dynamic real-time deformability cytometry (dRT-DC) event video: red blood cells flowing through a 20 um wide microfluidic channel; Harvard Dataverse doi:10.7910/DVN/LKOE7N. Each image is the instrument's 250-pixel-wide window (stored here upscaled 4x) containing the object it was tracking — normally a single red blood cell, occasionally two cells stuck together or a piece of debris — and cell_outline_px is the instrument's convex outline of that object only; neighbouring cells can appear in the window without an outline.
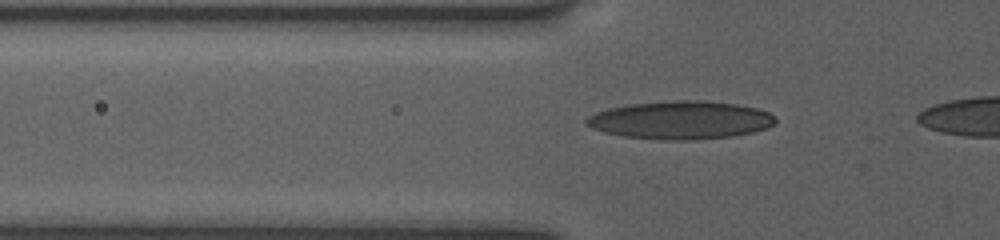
{"species": "human", "species_latin": "Homo sapiens", "temperature_condition": "room temperature", "stored_images_in_passage": 11, "camera_frame_rate_fps": 3000, "um_per_image_px": 0.085, "donor": {"sex": "female"}, "frame": {"image": 1, "passage_image": 8, "time_ms": 2.333, "image_size_px": [1000, 240], "cell_outline_px": [[776, 124], [768, 128], [752, 132], [732, 136], [688, 140], [668, 140], [624, 136], [604, 132], [592, 128], [584, 124], [584, 120], [588, 116], [596, 112], [608, 108], [632, 104], [680, 100], [700, 100], [736, 104], [756, 108], [768, 112], [776, 116]], "centroid_in_image_um": [57.86, 10.21], "position_along_channel_um": 67.9, "area_um2": 41.85}}